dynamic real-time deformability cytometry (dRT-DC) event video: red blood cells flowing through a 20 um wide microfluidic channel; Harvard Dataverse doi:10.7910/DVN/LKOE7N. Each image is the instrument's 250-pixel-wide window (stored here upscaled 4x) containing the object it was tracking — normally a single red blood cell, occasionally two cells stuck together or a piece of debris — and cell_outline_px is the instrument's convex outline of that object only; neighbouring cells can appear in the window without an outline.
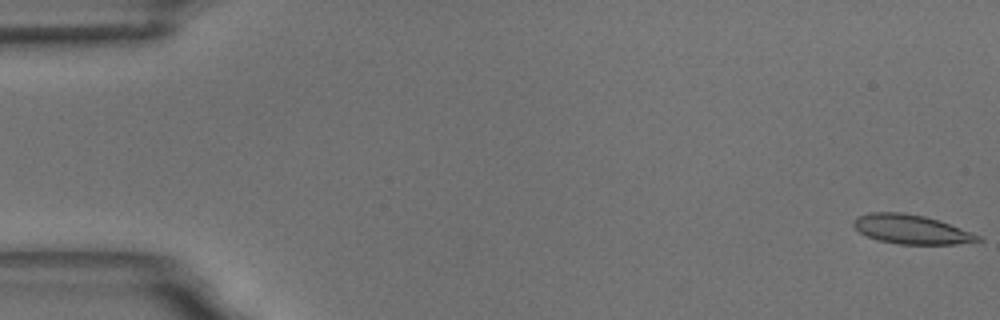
{"species": "common noctule bat (a hibernating species)", "species_latin": "Nyctalus noctula", "temperature_condition": "room temperature", "stored_images_in_passage": 58, "camera_frame_rate_fps": 3000, "um_per_image_px": 0.085, "animal": {"sex": "male", "body_mass_g": 18.8}, "frame": {"image": 1, "passage_image": 1, "time_ms": 0.0, "image_size_px": [1000, 320], "cell_outline_px": [[984, 240], [956, 244], [900, 244], [880, 240], [868, 236], [860, 232], [852, 224], [852, 220], [856, 216], [868, 212], [900, 212], [924, 216], [972, 232], [980, 236]], "centroid_in_image_um": [77.43, 19.49], "position_along_channel_um": 7.6, "area_um2": 20.92}}
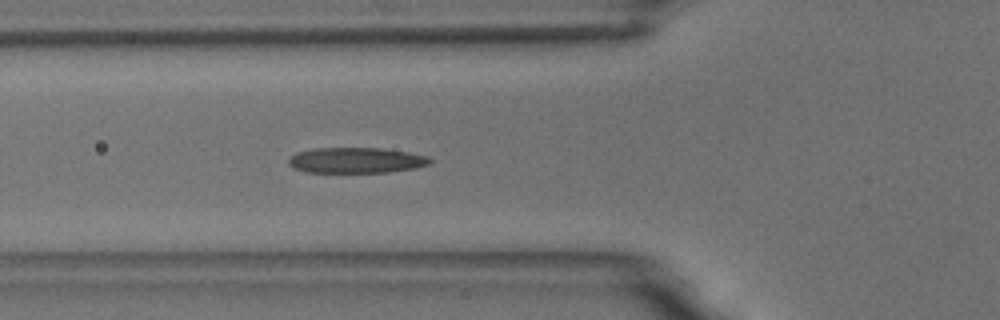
{"frame": {"image": 2, "passage_image": 21, "time_ms": 6.667, "image_size_px": [1000, 320], "cell_outline_px": [[432, 160], [428, 164], [416, 168], [388, 172], [308, 172], [296, 168], [288, 164], [288, 160], [296, 152], [312, 148], [380, 148], [408, 152], [428, 156]], "centroid_in_image_um": [30.28, 13.62], "position_along_channel_um": 95.5, "area_um2": 20.98}}
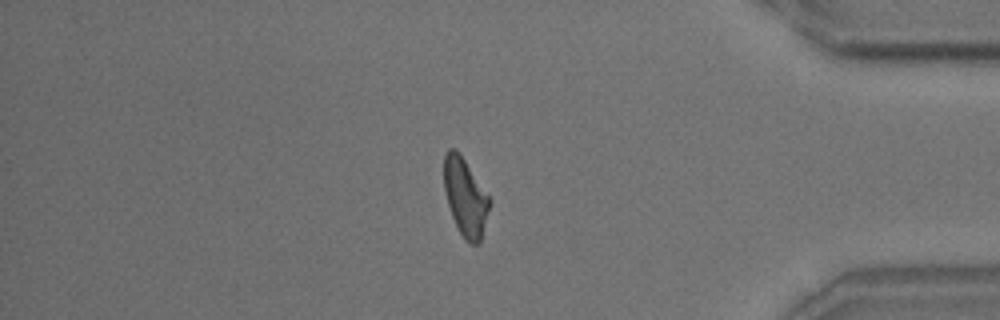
{"frame": {"image": 3, "passage_image": 49, "time_ms": 16.0, "image_size_px": [1000, 320], "cell_outline_px": [[492, 200], [480, 244], [472, 244], [464, 240], [452, 216], [448, 204], [444, 188], [444, 156], [448, 148], [456, 148], [460, 152]], "centroid_in_image_um": [39.57, 16.74], "position_along_channel_um": 395.6, "area_um2": 20.87}, "authors_computed_cell_mechanics": {"area_um2": 21.1548, "velocity_mm_per_s": 3.5226, "shape_relaxation_time_tau1_ms": 6.5445, "shape_relaxation_time_tau2_ms": 2.4903, "deformation_change_tau1": 0.1867, "deformation_change_tau2": 0.1146}}